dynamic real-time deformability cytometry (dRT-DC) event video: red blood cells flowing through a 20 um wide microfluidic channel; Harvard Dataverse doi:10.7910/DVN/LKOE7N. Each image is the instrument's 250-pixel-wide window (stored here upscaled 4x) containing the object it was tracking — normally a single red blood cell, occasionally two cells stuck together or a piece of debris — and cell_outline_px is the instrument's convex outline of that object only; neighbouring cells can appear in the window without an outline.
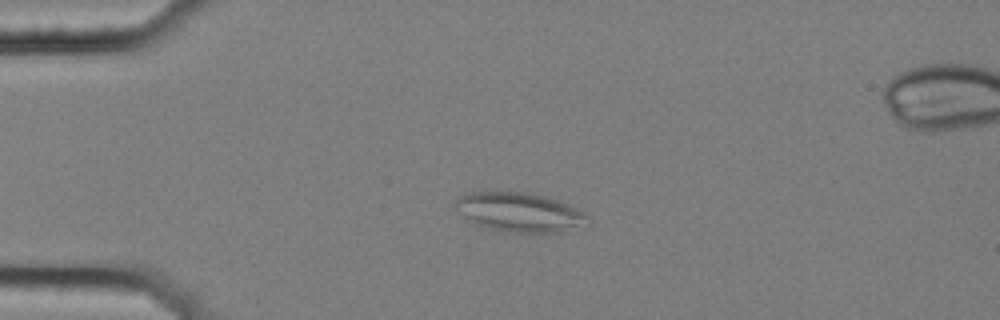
{"species": "common noctule bat (a hibernating species)", "species_latin": "Nyctalus noctula", "temperature_condition": "cold", "stored_images_in_passage": 49, "segment_of_instrument_passage": [1, 2], "camera_frame_rate_fps": 3000, "um_per_image_px": 0.085, "animal": {"sex": "female", "body_mass_g": 25.1}, "frame": {"image": 1, "passage_image": 6, "time_ms": 1.667, "image_size_px": [1000, 320], "cell_outline_px": [[592, 220], [560, 232], [516, 232], [492, 228], [472, 224], [448, 204], [460, 196], [472, 192], [524, 192], [544, 196], [560, 200], [592, 216]], "centroid_in_image_um": [44.09, 18.02], "position_along_channel_um": 40.9, "area_um2": 30.35}}